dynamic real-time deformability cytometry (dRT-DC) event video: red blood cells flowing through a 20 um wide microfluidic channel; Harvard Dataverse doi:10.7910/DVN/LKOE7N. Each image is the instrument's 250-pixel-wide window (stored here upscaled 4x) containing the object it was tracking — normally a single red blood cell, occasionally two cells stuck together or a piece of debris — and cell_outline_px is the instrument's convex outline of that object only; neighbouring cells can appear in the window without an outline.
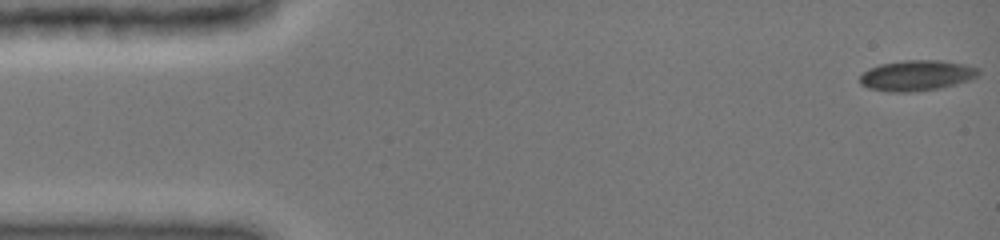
{"species": "common noctule bat (a hibernating species)", "species_latin": "Nyctalus noctula", "temperature_condition": "cold", "stored_images_in_passage": 15, "camera_frame_rate_fps": 3000, "um_per_image_px": 0.085, "animal": {"sex": "female", "body_mass_g": 19.0, "forearm_length_mm": 51.5}, "frame": {"image": 1, "passage_image": 1, "time_ms": 0.0, "image_size_px": [1000, 240], "cell_outline_px": [[980, 72], [976, 76], [968, 80], [956, 84], [940, 88], [908, 92], [888, 92], [868, 88], [860, 84], [860, 76], [868, 68], [880, 64], [904, 60], [940, 60], [964, 64], [980, 68]], "centroid_in_image_um": [77.9, 6.41], "position_along_channel_um": 7.1, "area_um2": 21.15}}
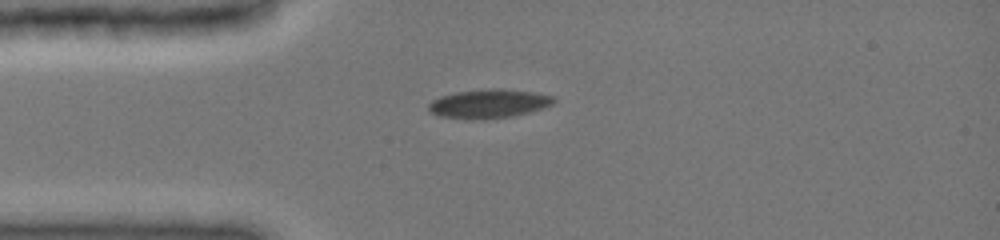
{"frame": {"image": 2, "passage_image": 11, "time_ms": 3.667, "image_size_px": [1000, 240], "cell_outline_px": [[556, 100], [552, 104], [528, 112], [512, 116], [468, 120], [440, 116], [428, 112], [428, 104], [432, 100], [440, 96], [456, 92], [488, 88], [496, 88], [532, 92], [556, 96]], "centroid_in_image_um": [41.5, 8.81], "position_along_channel_um": 43.5, "area_um2": 21.04}}
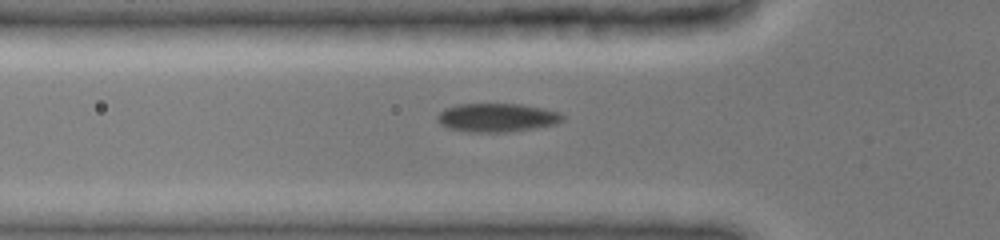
{"frame": {"image": 3, "passage_image": 15, "time_ms": 5.0, "image_size_px": [1000, 240], "cell_outline_px": [[564, 120], [556, 124], [532, 128], [504, 132], [468, 132], [448, 128], [440, 124], [436, 120], [436, 116], [444, 108], [456, 104], [524, 104], [544, 108], [560, 112], [564, 116]], "centroid_in_image_um": [42.22, 9.98], "position_along_channel_um": 83.6, "area_um2": 21.04}}